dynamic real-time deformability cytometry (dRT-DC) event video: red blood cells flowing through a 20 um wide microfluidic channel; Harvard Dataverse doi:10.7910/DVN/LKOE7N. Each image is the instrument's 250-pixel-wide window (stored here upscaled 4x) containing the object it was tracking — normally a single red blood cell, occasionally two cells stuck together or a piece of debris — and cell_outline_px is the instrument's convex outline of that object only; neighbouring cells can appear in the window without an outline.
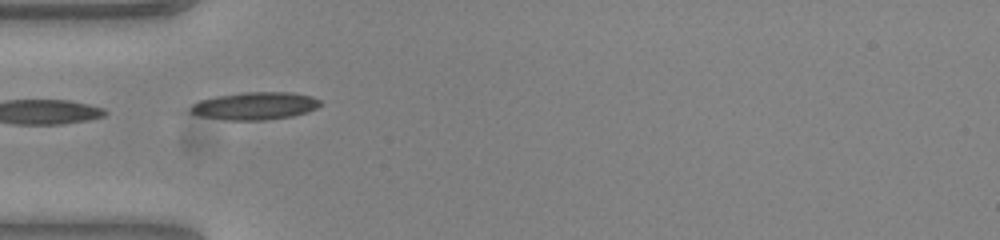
{"species": "common noctule bat (a hibernating species)", "species_latin": "Nyctalus noctula", "temperature_condition": "warm", "stored_images_in_passage": 10, "camera_frame_rate_fps": 3000, "um_per_image_px": 0.085, "animal": {"sex": "female", "body_mass_g": 23.0, "forearm_length_mm": 53.4}, "frame": {"image": 1, "passage_image": 1, "time_ms": 0.0, "image_size_px": [1000, 240], "cell_outline_px": [[320, 104], [316, 108], [292, 116], [264, 120], [228, 120], [200, 116], [192, 112], [192, 104], [200, 100], [216, 96], [244, 92], [292, 92], [312, 96], [320, 100]], "centroid_in_image_um": [21.68, 8.99], "position_along_channel_um": 63.3, "area_um2": 20.63}}